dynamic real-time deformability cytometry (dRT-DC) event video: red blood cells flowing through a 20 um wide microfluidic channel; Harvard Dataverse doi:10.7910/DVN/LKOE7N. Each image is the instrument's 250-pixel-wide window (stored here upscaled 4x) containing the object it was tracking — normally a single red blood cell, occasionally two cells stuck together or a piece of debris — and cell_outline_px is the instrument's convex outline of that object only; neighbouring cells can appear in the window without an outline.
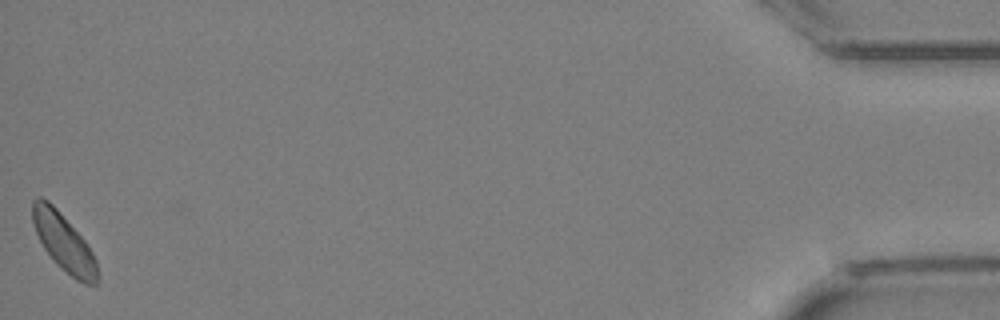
{"species": "Egyptian fruit bat (a non-hibernating species)", "species_latin": "Rousettus aegyptiacus", "temperature_condition": "cold", "stored_images_in_passage": 32, "camera_frame_rate_fps": 3000, "um_per_image_px": 0.085, "animal": {"sex": "female"}, "frame": {"image": 1, "passage_image": 32, "time_ms": 10.333, "image_size_px": [1000, 320], "cell_outline_px": [[100, 276], [96, 284], [84, 284], [76, 280], [56, 264], [52, 260], [44, 248], [36, 232], [32, 220], [32, 200], [36, 196], [40, 196], [48, 200], [56, 208], [84, 240], [92, 252], [96, 260]], "centroid_in_image_um": [5.42, 20.62], "position_along_channel_um": 429.8, "area_um2": 21.68}}